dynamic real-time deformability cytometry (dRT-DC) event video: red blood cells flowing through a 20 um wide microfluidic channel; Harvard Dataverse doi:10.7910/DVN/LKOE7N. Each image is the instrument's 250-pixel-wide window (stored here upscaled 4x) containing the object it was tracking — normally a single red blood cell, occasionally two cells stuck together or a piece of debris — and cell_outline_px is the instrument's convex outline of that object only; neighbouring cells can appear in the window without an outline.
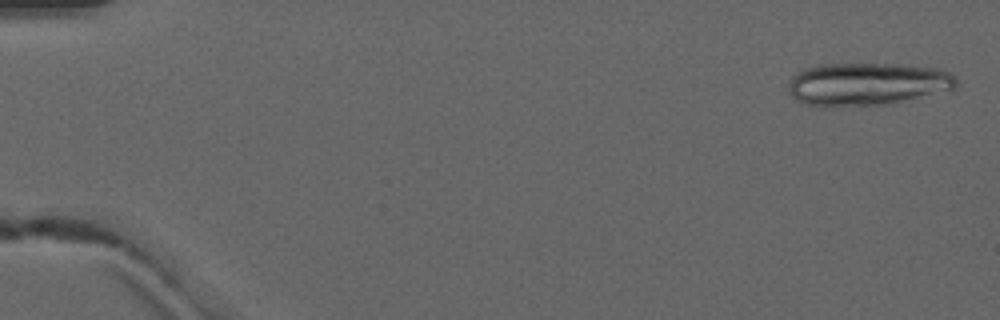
{"species": "common noctule bat (a hibernating species)", "species_latin": "Nyctalus noctula", "temperature_condition": "warm", "stored_images_in_passage": 5, "camera_frame_rate_fps": 3000, "um_per_image_px": 0.085, "animal": {"sex": "male", "forearm_length_mm": 52.5}, "frame": {"image": 1, "passage_image": 1, "time_ms": 0.0, "image_size_px": [1000, 320], "cell_outline_px": [[956, 88], [888, 104], [804, 104], [796, 100], [788, 92], [788, 84], [792, 76], [804, 68], [816, 64], [900, 64], [936, 68], [948, 72], [956, 80]], "centroid_in_image_um": [73.68, 7.1], "position_along_channel_um": 11.3, "area_um2": 40.98}}